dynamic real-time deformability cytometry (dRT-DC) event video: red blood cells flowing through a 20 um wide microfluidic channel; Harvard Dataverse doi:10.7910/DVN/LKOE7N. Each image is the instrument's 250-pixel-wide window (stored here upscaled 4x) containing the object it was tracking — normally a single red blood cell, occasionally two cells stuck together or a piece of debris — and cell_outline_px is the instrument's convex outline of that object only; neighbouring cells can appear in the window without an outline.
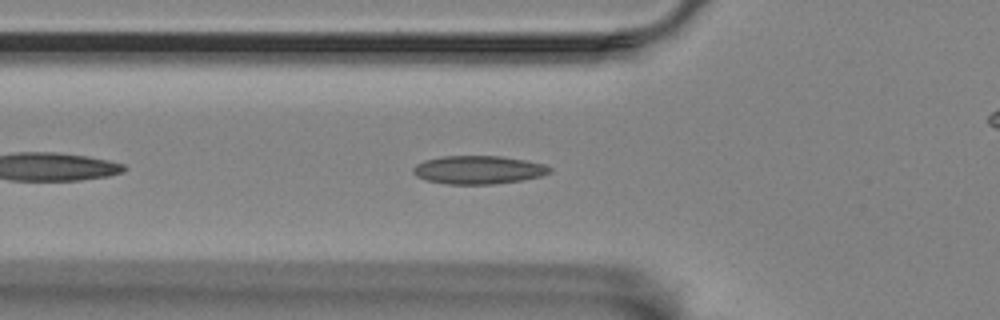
{"species": "Egyptian fruit bat (a non-hibernating species)", "species_latin": "Rousettus aegyptiacus", "temperature_condition": "room temperature", "stored_images_in_passage": 45, "camera_frame_rate_fps": 3000, "um_per_image_px": 0.085, "animal": {"sex": "female"}, "frame": {"image": 1, "passage_image": 7, "time_ms": 2.0, "image_size_px": [1000, 320], "cell_outline_px": [[552, 172], [544, 176], [524, 180], [492, 184], [448, 184], [424, 180], [416, 176], [412, 172], [412, 168], [416, 164], [424, 160], [444, 156], [500, 156], [524, 160], [544, 164], [552, 168]], "centroid_in_image_um": [40.67, 14.44], "position_along_channel_um": 85.1, "area_um2": 22.72}}
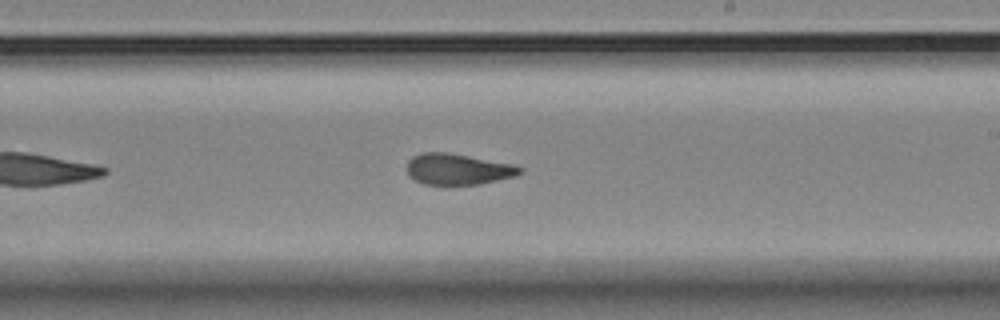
{"frame": {"image": 2, "passage_image": 21, "time_ms": 6.667, "image_size_px": [1000, 320], "cell_outline_px": [[524, 172], [516, 176], [480, 184], [448, 188], [424, 184], [408, 176], [408, 160], [412, 156], [424, 152], [448, 152], [512, 164], [524, 168]], "centroid_in_image_um": [38.92, 14.43], "position_along_channel_um": 250.1, "area_um2": 21.21}}
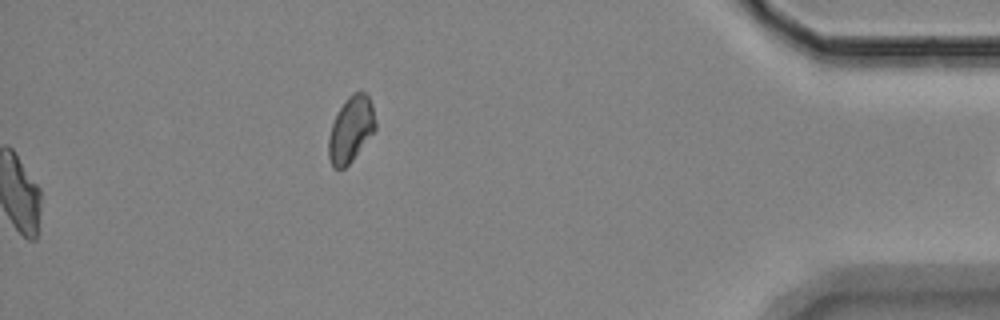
{"frame": {"image": 3, "passage_image": 45, "time_ms": 14.667, "image_size_px": [1000, 320], "cell_outline_px": [[376, 128], [352, 160], [344, 168], [332, 168], [328, 156], [328, 136], [332, 124], [344, 100], [352, 92], [364, 92], [368, 96], [372, 104], [376, 124]], "centroid_in_image_um": [29.81, 10.99], "position_along_channel_um": 405.4, "area_um2": 17.8}, "authors_computed_cell_mechanics": {"area_um2": 21.1548, "velocity_mm_per_s": 3.5179, "shape_relaxation_time_tau1_ms": 7.4359, "shape_relaxation_time_tau2_ms": 2.1892, "deformation_change_tau1": 0.1774, "deformation_change_tau2": 0.0837}}